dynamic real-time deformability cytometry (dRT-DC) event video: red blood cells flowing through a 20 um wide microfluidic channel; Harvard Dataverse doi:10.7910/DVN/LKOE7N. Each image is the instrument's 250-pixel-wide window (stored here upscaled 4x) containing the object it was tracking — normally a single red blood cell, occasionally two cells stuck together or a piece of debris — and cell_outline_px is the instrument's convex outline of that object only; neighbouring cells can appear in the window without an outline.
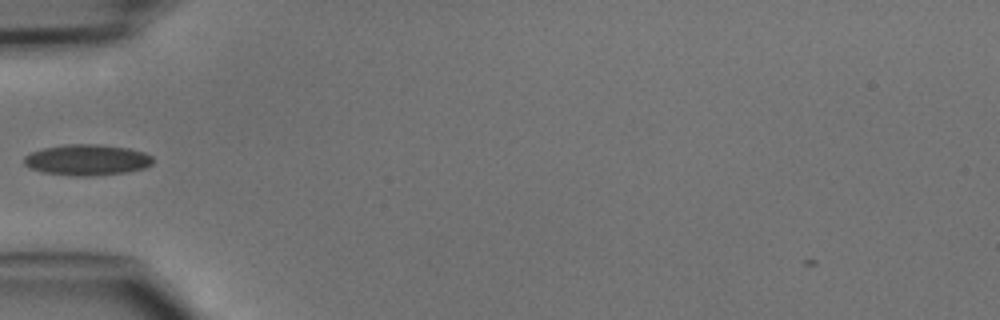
{"species": "common noctule bat (a hibernating species)", "species_latin": "Nyctalus noctula", "temperature_condition": "cold", "stored_images_in_passage": 35, "camera_frame_rate_fps": 3000, "um_per_image_px": 0.085, "animal": {"sex": "male", "body_mass_g": 15.6}, "frame": {"image": 1, "passage_image": 4, "time_ms": 1.0, "image_size_px": [1000, 320], "cell_outline_px": [[152, 164], [144, 168], [124, 172], [88, 176], [76, 176], [44, 172], [28, 168], [24, 164], [24, 156], [32, 152], [44, 148], [64, 144], [96, 144], [128, 148], [144, 152], [152, 156]], "centroid_in_image_um": [7.38, 13.58], "position_along_channel_um": 77.6, "area_um2": 23.06}}
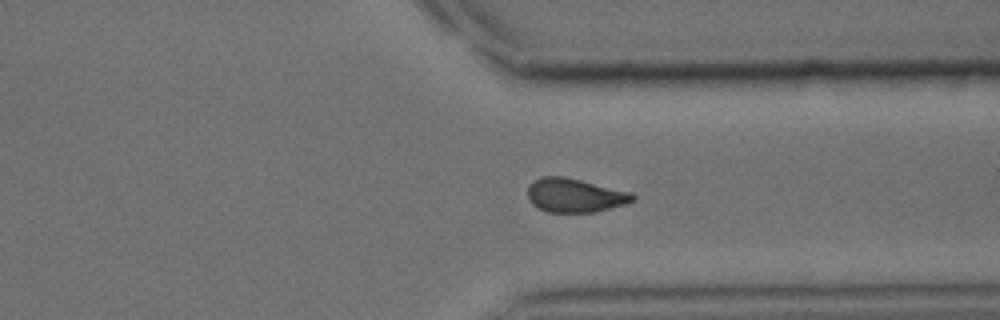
{"frame": {"image": 2, "passage_image": 24, "time_ms": 7.667, "image_size_px": [1000, 320], "cell_outline_px": [[636, 196], [632, 200], [624, 204], [596, 212], [548, 212], [532, 204], [528, 200], [528, 184], [532, 180], [540, 176], [564, 176], [632, 192]], "centroid_in_image_um": [48.82, 16.59], "position_along_channel_um": 362.6, "area_um2": 20.81}}
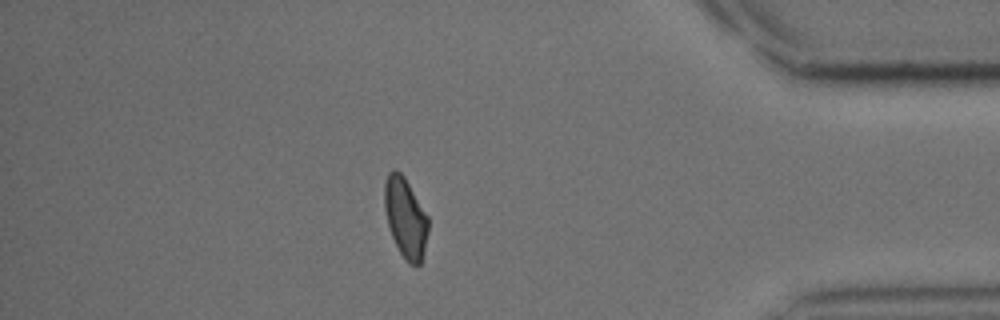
{"frame": {"image": 3, "passage_image": 29, "time_ms": 9.333, "image_size_px": [1000, 320], "cell_outline_px": [[428, 232], [420, 264], [416, 268], [408, 264], [404, 260], [392, 236], [388, 224], [384, 208], [384, 184], [388, 172], [392, 168], [396, 168], [404, 176], [428, 216]], "centroid_in_image_um": [34.45, 18.5], "position_along_channel_um": 400.7, "area_um2": 20.52}}